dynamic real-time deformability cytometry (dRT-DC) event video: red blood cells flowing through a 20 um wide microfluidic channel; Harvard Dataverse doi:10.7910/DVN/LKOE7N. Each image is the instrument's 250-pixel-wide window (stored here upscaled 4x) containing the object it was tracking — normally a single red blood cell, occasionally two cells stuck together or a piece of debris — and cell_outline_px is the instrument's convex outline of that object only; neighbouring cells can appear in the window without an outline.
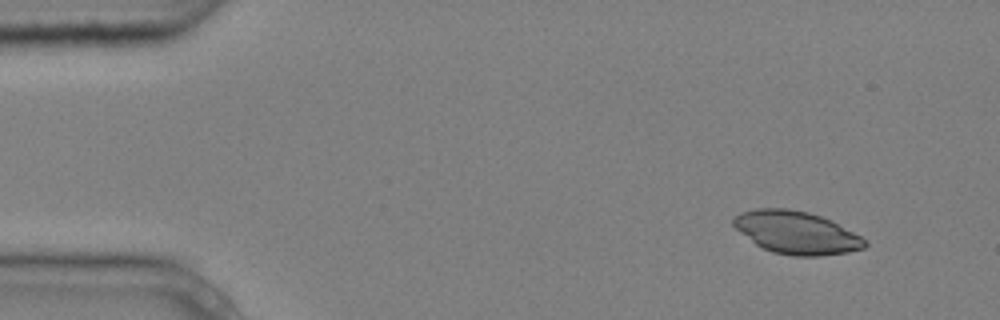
{"species": "common noctule bat (a hibernating species)", "species_latin": "Nyctalus noctula", "temperature_condition": "cold", "stored_images_in_passage": 5, "camera_frame_rate_fps": 3000, "um_per_image_px": 0.085, "animal": {"sex": "male", "body_mass_g": 20.4}, "frame": {"image": 1, "passage_image": 1, "time_ms": 0.0, "image_size_px": [1000, 320], "cell_outline_px": [[868, 244], [864, 248], [848, 252], [820, 256], [792, 256], [772, 252], [756, 244], [740, 232], [732, 224], [732, 216], [740, 212], [756, 208], [788, 208], [808, 212], [820, 216], [868, 240]], "centroid_in_image_um": [67.66, 19.77], "position_along_channel_um": 17.3, "area_um2": 32.54}}